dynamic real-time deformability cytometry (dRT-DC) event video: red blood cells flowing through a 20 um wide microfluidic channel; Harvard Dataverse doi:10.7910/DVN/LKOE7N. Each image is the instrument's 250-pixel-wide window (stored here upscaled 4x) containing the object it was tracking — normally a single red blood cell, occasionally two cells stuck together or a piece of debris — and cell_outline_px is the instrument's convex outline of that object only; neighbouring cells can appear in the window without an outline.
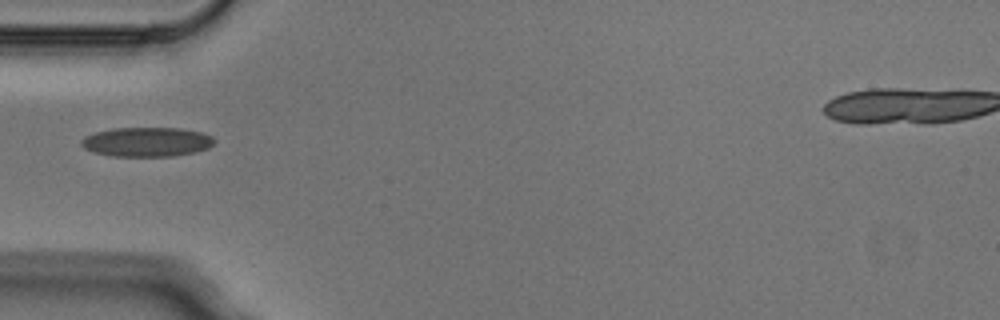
{"species": "Egyptian fruit bat (a non-hibernating species)", "species_latin": "Rousettus aegyptiacus", "temperature_condition": "cold", "stored_images_in_passage": 1, "camera_frame_rate_fps": 3000, "um_per_image_px": 0.085, "animal": {"sex": "male"}, "frame": {"image": 1, "passage_image": 1, "time_ms": 0.0, "image_size_px": [1000, 320], "cell_outline_px": [[216, 140], [208, 148], [192, 152], [172, 156], [112, 156], [96, 152], [84, 148], [80, 144], [80, 140], [84, 136], [96, 132], [112, 128], [180, 128], [200, 132], [212, 136]], "centroid_in_image_um": [12.45, 12.05], "position_along_channel_um": 72.5, "area_um2": 22.66}}